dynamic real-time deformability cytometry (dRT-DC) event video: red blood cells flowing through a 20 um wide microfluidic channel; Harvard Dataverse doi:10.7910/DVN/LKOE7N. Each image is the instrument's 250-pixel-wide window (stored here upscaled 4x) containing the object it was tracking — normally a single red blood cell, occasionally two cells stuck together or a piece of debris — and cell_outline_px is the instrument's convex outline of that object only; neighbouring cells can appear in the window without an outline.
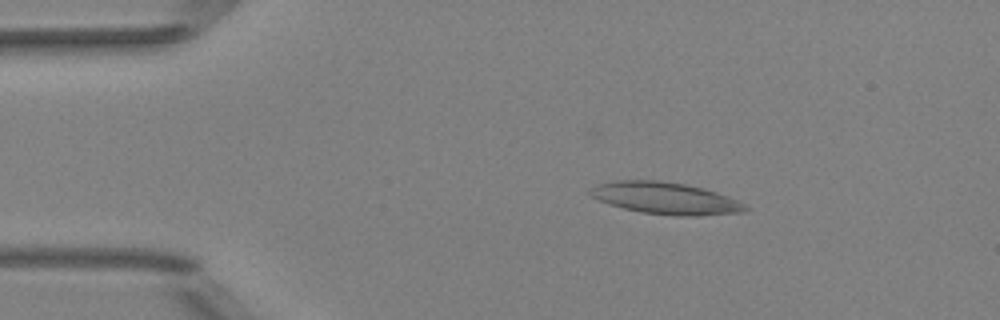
{"species": "Egyptian fruit bat (a non-hibernating species)", "species_latin": "Rousettus aegyptiacus", "temperature_condition": "room temperature", "stored_images_in_passage": 51, "camera_frame_rate_fps": 3000, "um_per_image_px": 0.085, "animal": {"sex": "female"}, "frame": {"image": 1, "passage_image": 9, "time_ms": 2.667, "image_size_px": [1000, 320], "cell_outline_px": [[752, 208], [744, 212], [696, 216], [676, 216], [640, 212], [624, 208], [600, 200], [592, 196], [588, 192], [600, 184], [616, 180], [656, 180], [684, 184], [704, 188], [716, 192], [736, 200]], "centroid_in_image_um": [56.63, 16.86], "position_along_channel_um": 28.4, "area_um2": 28.5}}
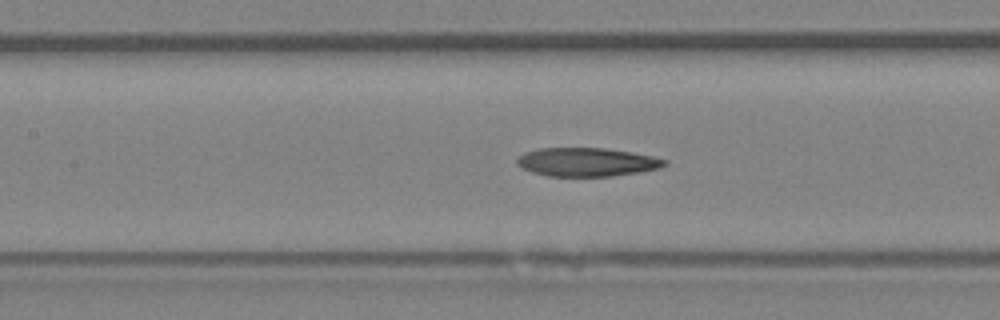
{"frame": {"image": 2, "passage_image": 23, "time_ms": 7.333, "image_size_px": [1000, 320], "cell_outline_px": [[668, 164], [660, 168], [640, 172], [612, 176], [548, 176], [532, 172], [516, 164], [516, 160], [524, 152], [536, 148], [604, 148], [632, 152], [652, 156], [668, 160]], "centroid_in_image_um": [49.9, 13.77], "position_along_channel_um": 157.5, "area_um2": 24.68}}
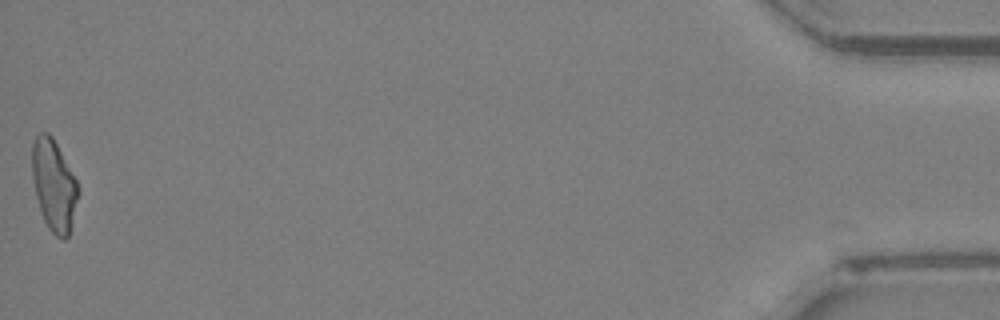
{"frame": {"image": 3, "passage_image": 51, "time_ms": 16.667, "image_size_px": [1000, 320], "cell_outline_px": [[80, 192], [68, 236], [64, 240], [56, 236], [48, 228], [44, 220], [36, 196], [32, 176], [32, 144], [36, 136], [40, 132], [48, 132], [52, 136], [76, 180]], "centroid_in_image_um": [4.58, 15.74], "position_along_channel_um": 430.6, "area_um2": 24.28}, "authors_computed_cell_mechanics": {"area_um2": 24.9118, "velocity_mm_per_s": 4.0077, "shape_relaxation_time_tau1_ms": null, "shape_relaxation_time_tau2_ms": 7.0513, "deformation_change_tau1": null, "deformation_change_tau2": 0.165}}